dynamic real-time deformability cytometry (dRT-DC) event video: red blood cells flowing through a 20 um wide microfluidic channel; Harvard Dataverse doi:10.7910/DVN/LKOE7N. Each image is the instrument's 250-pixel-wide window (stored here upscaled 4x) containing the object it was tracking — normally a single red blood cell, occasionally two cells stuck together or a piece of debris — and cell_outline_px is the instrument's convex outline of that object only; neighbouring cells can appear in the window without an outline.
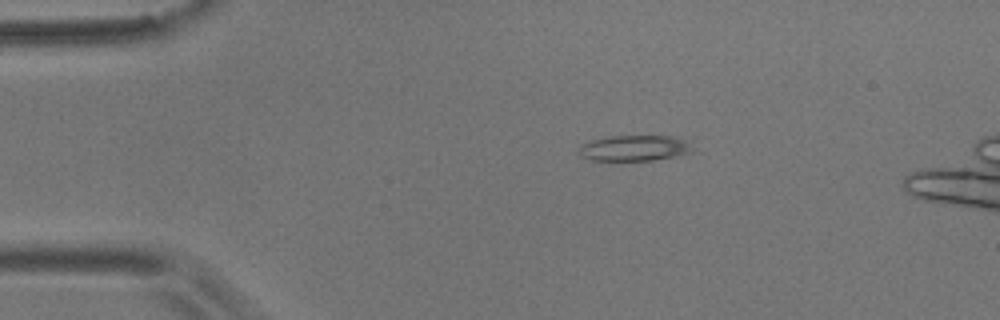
{"species": "common noctule bat (a hibernating species)", "species_latin": "Nyctalus noctula", "temperature_condition": "room temperature", "stored_images_in_passage": 5, "camera_frame_rate_fps": 3000, "um_per_image_px": 0.085, "animal": {"sex": "male", "body_mass_g": 17.9}, "frame": {"image": 1, "passage_image": 3, "time_ms": 2.333, "image_size_px": [1000, 320], "cell_outline_px": [[692, 152], [652, 160], [592, 160], [584, 156], [580, 152], [580, 144], [592, 140], [608, 136], [672, 136], [684, 140], [692, 148]], "centroid_in_image_um": [53.9, 12.57], "position_along_channel_um": 31.1, "area_um2": 16.59}}